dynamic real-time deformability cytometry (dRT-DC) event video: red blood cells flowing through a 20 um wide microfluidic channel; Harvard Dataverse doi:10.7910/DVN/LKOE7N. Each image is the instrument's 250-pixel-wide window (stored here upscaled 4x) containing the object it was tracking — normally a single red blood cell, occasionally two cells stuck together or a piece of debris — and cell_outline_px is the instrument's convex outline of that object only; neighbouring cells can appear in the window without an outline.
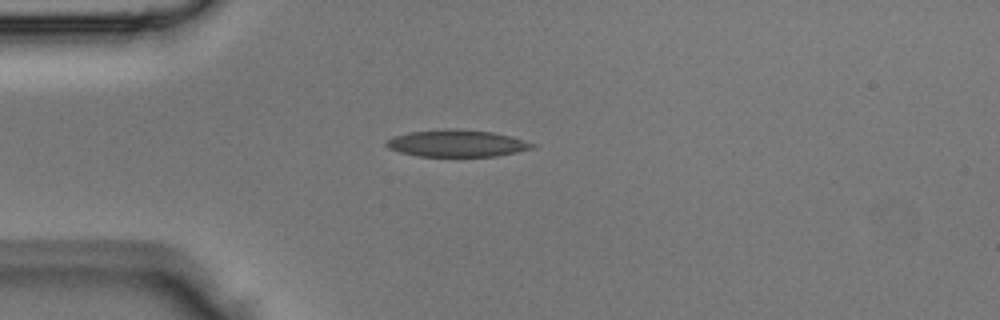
{"species": "Egyptian fruit bat (a non-hibernating species)", "species_latin": "Rousettus aegyptiacus", "temperature_condition": "room temperature", "stored_images_in_passage": 1, "camera_frame_rate_fps": 3000, "um_per_image_px": 0.085, "animal": {"sex": "male"}, "frame": {"image": 1, "passage_image": 1, "time_ms": 0.0, "image_size_px": [1000, 320], "cell_outline_px": [[540, 144], [536, 148], [496, 156], [420, 156], [400, 152], [388, 148], [384, 144], [392, 136], [412, 132], [452, 128], [456, 128], [492, 132], [512, 136]], "centroid_in_image_um": [38.91, 12.18], "position_along_channel_um": 46.1, "area_um2": 23.06}}